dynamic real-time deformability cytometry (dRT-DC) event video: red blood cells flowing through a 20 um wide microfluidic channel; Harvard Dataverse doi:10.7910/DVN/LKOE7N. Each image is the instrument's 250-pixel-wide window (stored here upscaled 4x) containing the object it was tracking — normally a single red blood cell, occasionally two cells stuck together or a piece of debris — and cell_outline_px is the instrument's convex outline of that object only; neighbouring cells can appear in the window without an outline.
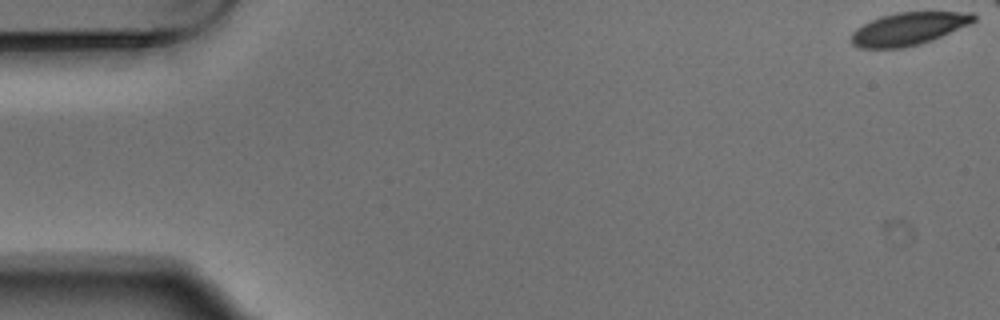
{"species": "Egyptian fruit bat (a non-hibernating species)", "species_latin": "Rousettus aegyptiacus", "temperature_condition": "warm", "stored_images_in_passage": 3, "camera_frame_rate_fps": 3000, "um_per_image_px": 0.085, "animal": {"sex": "male"}, "frame": {"image": 1, "passage_image": 1, "time_ms": 0.0, "image_size_px": [1000, 320], "cell_outline_px": [[976, 20], [968, 24], [932, 40], [920, 44], [904, 48], [860, 48], [852, 44], [852, 32], [856, 28], [880, 16], [896, 12], [972, 12], [976, 16]], "centroid_in_image_um": [77.21, 2.44], "position_along_channel_um": 7.8, "area_um2": 23.18}}